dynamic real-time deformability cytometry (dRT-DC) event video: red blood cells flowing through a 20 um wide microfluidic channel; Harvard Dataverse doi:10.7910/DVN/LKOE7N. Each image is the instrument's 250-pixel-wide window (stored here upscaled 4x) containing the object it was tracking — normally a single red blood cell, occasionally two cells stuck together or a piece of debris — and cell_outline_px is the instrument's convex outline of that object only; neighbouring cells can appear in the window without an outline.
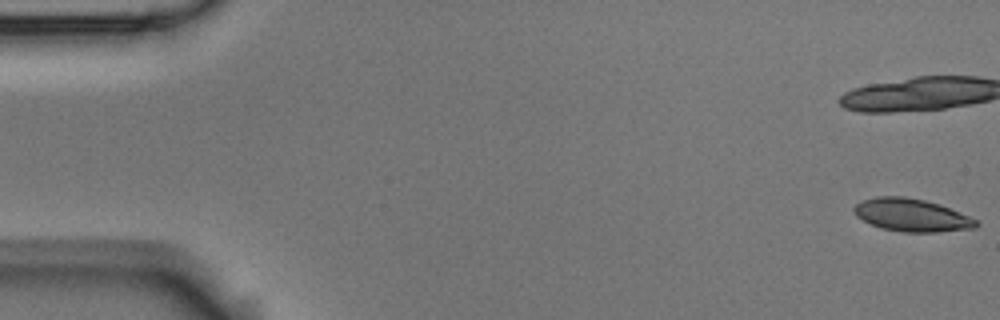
{"species": "Egyptian fruit bat (a non-hibernating species)", "species_latin": "Rousettus aegyptiacus", "temperature_condition": "room temperature", "stored_images_in_passage": 9, "camera_frame_rate_fps": 3000, "um_per_image_px": 0.085, "animal": {"sex": "male"}, "frame": {"image": 1, "passage_image": 1, "time_ms": 0.0, "image_size_px": [1000, 320], "cell_outline_px": [[980, 224], [976, 228], [936, 232], [904, 232], [884, 228], [872, 224], [856, 216], [852, 212], [852, 208], [860, 200], [876, 196], [904, 196], [924, 200], [940, 204], [968, 216], [976, 220]], "centroid_in_image_um": [77.46, 18.27], "position_along_channel_um": 7.5, "area_um2": 23.29}}
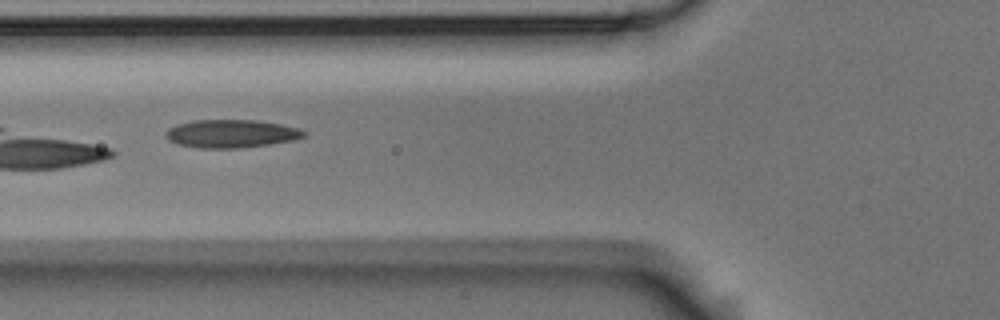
{"frame": {"image": 2, "passage_image": 7, "time_ms": 2.0, "image_size_px": [1000, 320], "cell_outline_px": [[308, 136], [292, 140], [268, 144], [240, 148], [200, 148], [176, 144], [168, 140], [164, 136], [164, 132], [168, 128], [176, 124], [192, 120], [256, 120], [280, 124], [300, 128], [308, 132]], "centroid_in_image_um": [19.63, 11.36], "position_along_channel_um": 106.2, "area_um2": 22.89}}
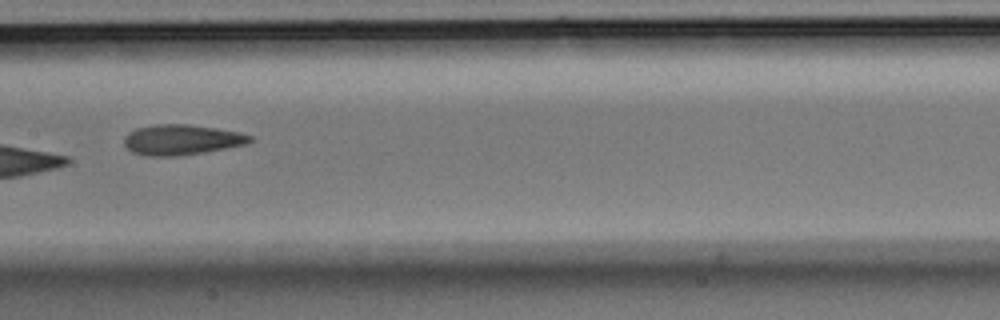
{"frame": {"image": 3, "passage_image": 9, "time_ms": 2.667, "image_size_px": [1000, 320], "cell_outline_px": [[252, 140], [244, 144], [204, 152], [176, 156], [148, 156], [132, 152], [124, 144], [124, 136], [128, 132], [136, 128], [152, 124], [188, 124], [216, 128], [236, 132], [252, 136]], "centroid_in_image_um": [15.36, 11.87], "position_along_channel_um": 192.0, "area_um2": 22.08}}